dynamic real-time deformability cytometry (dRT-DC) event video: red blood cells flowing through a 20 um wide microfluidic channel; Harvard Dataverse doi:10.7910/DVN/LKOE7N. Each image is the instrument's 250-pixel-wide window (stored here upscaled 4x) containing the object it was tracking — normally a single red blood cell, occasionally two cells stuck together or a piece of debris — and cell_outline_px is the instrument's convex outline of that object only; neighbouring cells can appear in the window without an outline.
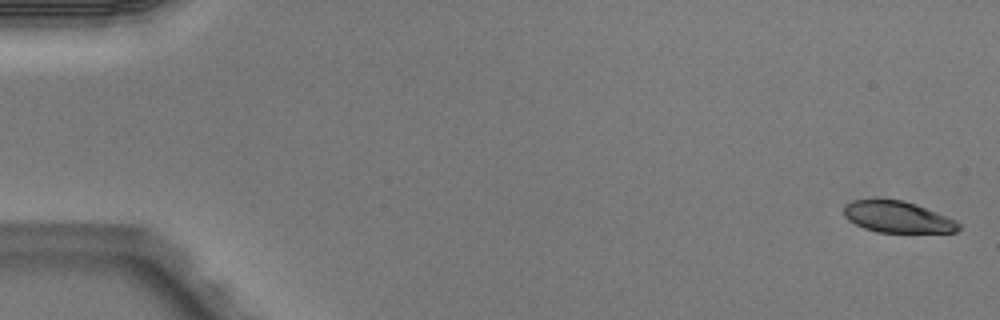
{"species": "Egyptian fruit bat (a non-hibernating species)", "species_latin": "Rousettus aegyptiacus", "temperature_condition": "warm", "stored_images_in_passage": 5, "camera_frame_rate_fps": 3000, "um_per_image_px": 0.085, "animal": {"sex": "male"}, "frame": {"image": 1, "passage_image": 1, "time_ms": 0.0, "image_size_px": [1000, 320], "cell_outline_px": [[960, 228], [956, 232], [876, 232], [864, 228], [848, 220], [844, 216], [844, 208], [852, 200], [904, 200], [916, 204], [956, 220], [960, 224]], "centroid_in_image_um": [76.31, 18.45], "position_along_channel_um": 8.7, "area_um2": 20.75}}